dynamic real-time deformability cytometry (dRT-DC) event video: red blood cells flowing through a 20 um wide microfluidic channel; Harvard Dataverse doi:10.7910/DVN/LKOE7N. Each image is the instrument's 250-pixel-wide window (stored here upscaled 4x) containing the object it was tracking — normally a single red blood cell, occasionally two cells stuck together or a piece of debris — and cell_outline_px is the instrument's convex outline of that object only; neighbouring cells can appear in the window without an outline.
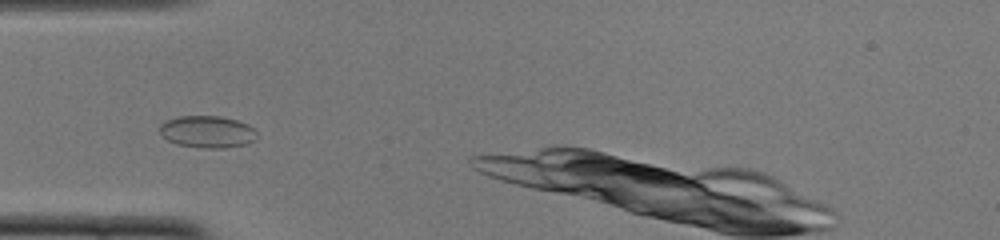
{"species": "common noctule bat (a hibernating species)", "species_latin": "Nyctalus noctula", "temperature_condition": "cold", "stored_images_in_passage": 19, "camera_frame_rate_fps": 3000, "um_per_image_px": 0.085, "animal": {"sex": "female", "body_mass_g": 22.0, "forearm_length_mm": 56.7}, "frame": {"image": 1, "passage_image": 6, "time_ms": 1.667, "image_size_px": [1000, 240], "cell_outline_px": [[256, 140], [244, 144], [224, 148], [204, 148], [176, 144], [168, 140], [160, 132], [160, 124], [164, 120], [180, 116], [220, 116], [236, 120], [248, 124], [256, 132]], "centroid_in_image_um": [17.61, 11.19], "position_along_channel_um": 67.4, "area_um2": 18.09}}
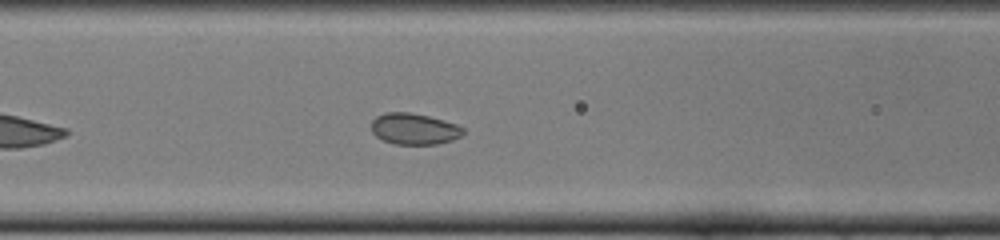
{"frame": {"image": 2, "passage_image": 11, "time_ms": 3.333, "image_size_px": [1000, 240], "cell_outline_px": [[464, 132], [460, 136], [452, 140], [436, 144], [396, 144], [384, 140], [376, 136], [372, 132], [372, 120], [376, 116], [384, 112], [408, 112], [428, 116], [444, 120], [456, 124], [464, 128]], "centroid_in_image_um": [35.2, 10.94], "position_along_channel_um": 131.4, "area_um2": 16.65}}
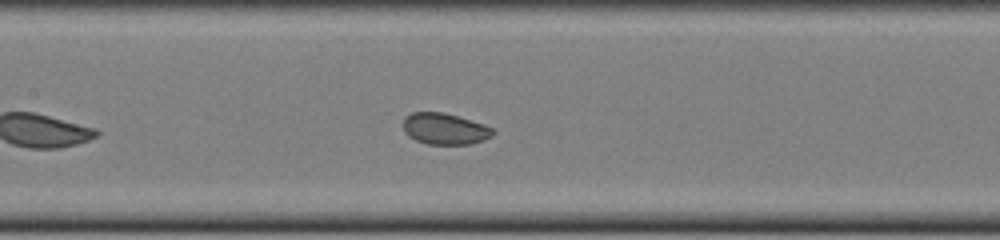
{"frame": {"image": 3, "passage_image": 14, "time_ms": 4.333, "image_size_px": [1000, 240], "cell_outline_px": [[496, 132], [492, 136], [484, 140], [468, 144], [428, 144], [416, 140], [408, 136], [404, 132], [404, 116], [412, 112], [444, 112], [484, 124], [492, 128]], "centroid_in_image_um": [37.8, 10.94], "position_along_channel_um": 169.6, "area_um2": 16.42}}